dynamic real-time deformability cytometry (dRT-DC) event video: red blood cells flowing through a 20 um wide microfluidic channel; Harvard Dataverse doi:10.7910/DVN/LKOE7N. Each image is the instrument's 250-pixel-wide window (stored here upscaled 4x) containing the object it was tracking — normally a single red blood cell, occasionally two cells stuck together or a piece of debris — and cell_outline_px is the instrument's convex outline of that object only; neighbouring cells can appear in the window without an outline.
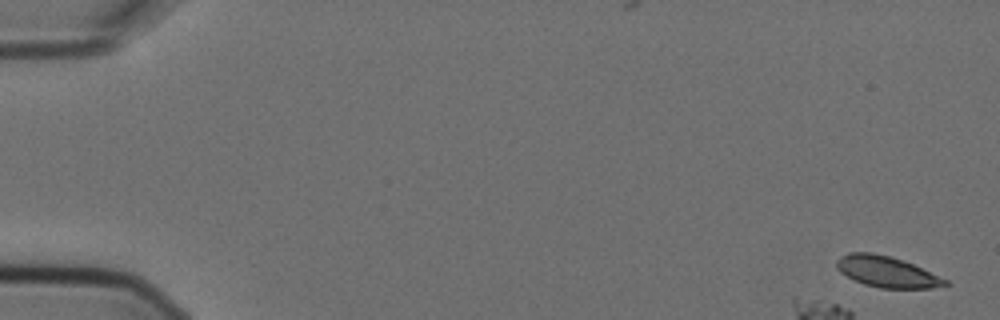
{"species": "Egyptian fruit bat (a non-hibernating species)", "species_latin": "Rousettus aegyptiacus", "temperature_condition": "cold", "stored_images_in_passage": 7, "camera_frame_rate_fps": 3000, "um_per_image_px": 0.085, "animal": {"sex": "female"}, "frame": {"image": 1, "passage_image": 1, "time_ms": 0.0, "image_size_px": [1000, 320], "cell_outline_px": [[952, 284], [932, 288], [880, 288], [864, 284], [840, 272], [836, 268], [836, 260], [848, 252], [872, 252], [892, 256], [912, 264], [948, 280]], "centroid_in_image_um": [75.38, 23.09], "position_along_channel_um": 9.6, "area_um2": 19.54}}
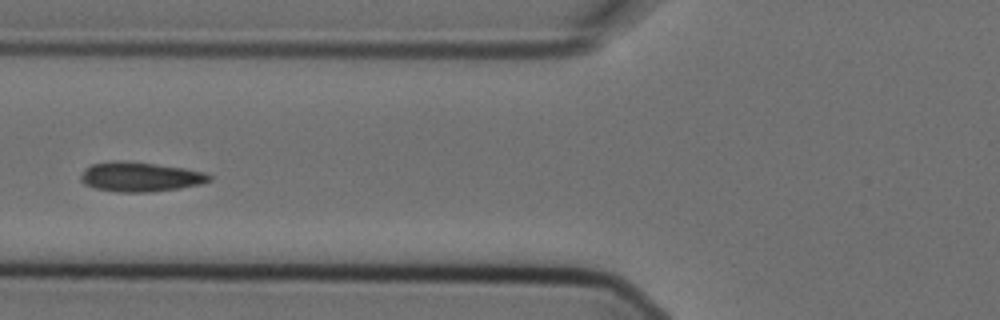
{"frame": {"image": 2, "passage_image": 7, "time_ms": 2.0, "image_size_px": [1000, 320], "cell_outline_px": [[212, 180], [200, 184], [180, 188], [152, 192], [120, 192], [96, 188], [84, 184], [80, 180], [80, 176], [84, 168], [92, 164], [152, 164], [184, 168], [204, 172], [212, 176]], "centroid_in_image_um": [11.97, 15.09], "position_along_channel_um": 113.8, "area_um2": 21.15}}